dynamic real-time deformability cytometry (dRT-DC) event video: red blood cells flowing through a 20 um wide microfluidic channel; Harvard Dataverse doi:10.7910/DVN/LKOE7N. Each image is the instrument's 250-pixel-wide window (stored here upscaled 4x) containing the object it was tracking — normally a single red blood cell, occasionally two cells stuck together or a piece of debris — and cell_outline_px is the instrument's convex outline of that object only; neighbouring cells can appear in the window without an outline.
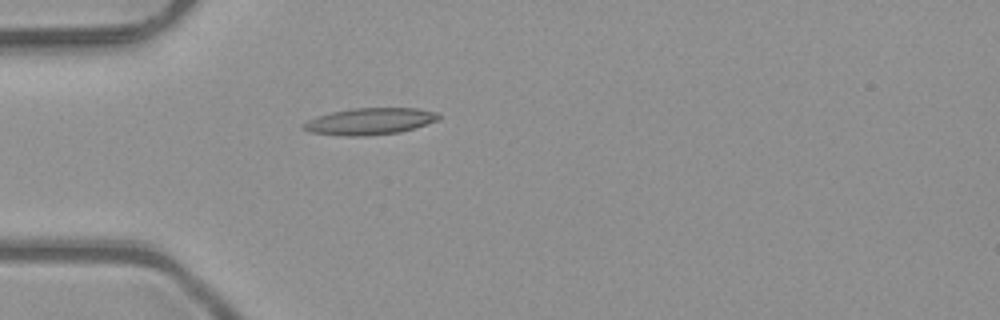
{"species": "common noctule bat (a hibernating species)", "species_latin": "Nyctalus noctula", "temperature_condition": "room temperature", "stored_images_in_passage": 1, "camera_frame_rate_fps": 3000, "um_per_image_px": 0.085, "animal": {"sex": "male", "body_mass_g": 23.1, "forearm_length_mm": 52.7}, "frame": {"image": 1, "passage_image": 1, "time_ms": 0.0, "image_size_px": [1000, 320], "cell_outline_px": [[440, 120], [400, 132], [364, 136], [348, 136], [312, 132], [304, 128], [304, 124], [308, 120], [332, 112], [352, 108], [416, 108], [436, 112], [440, 116]], "centroid_in_image_um": [31.5, 10.31], "position_along_channel_um": 53.5, "area_um2": 20.69}}